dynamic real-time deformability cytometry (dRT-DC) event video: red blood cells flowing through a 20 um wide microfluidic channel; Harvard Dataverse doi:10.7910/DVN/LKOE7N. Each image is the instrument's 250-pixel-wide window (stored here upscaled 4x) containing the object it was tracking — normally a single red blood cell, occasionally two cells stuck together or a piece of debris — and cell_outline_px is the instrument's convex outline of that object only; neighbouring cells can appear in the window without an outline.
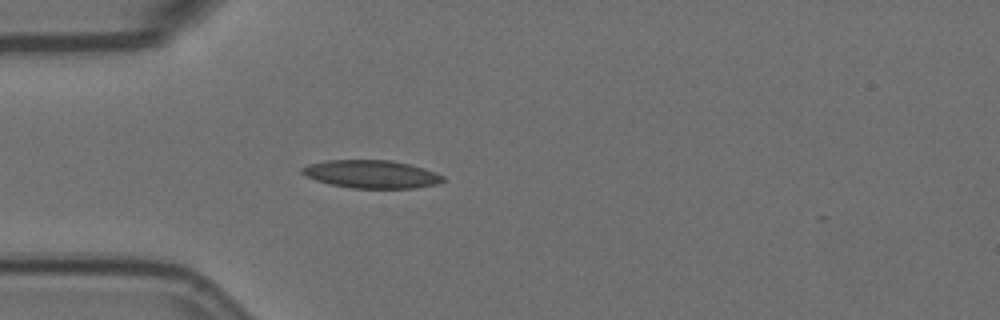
{"species": "Egyptian fruit bat (a non-hibernating species)", "species_latin": "Rousettus aegyptiacus", "temperature_condition": "room temperature", "stored_images_in_passage": 39, "camera_frame_rate_fps": 3000, "um_per_image_px": 0.085, "animal": {"sex": "female"}, "frame": {"image": 1, "passage_image": 2, "time_ms": 0.333, "image_size_px": [1000, 320], "cell_outline_px": [[444, 180], [436, 184], [412, 188], [352, 188], [328, 184], [304, 176], [300, 172], [300, 168], [308, 164], [324, 160], [392, 160], [424, 168], [444, 176]], "centroid_in_image_um": [31.5, 14.8], "position_along_channel_um": 53.5, "area_um2": 23.06}}
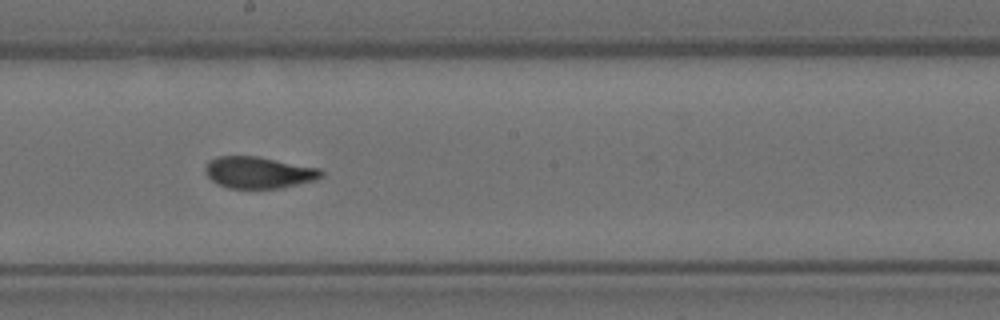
{"frame": {"image": 2, "passage_image": 17, "time_ms": 5.333, "image_size_px": [1000, 320], "cell_outline_px": [[324, 176], [316, 180], [280, 188], [228, 188], [216, 184], [204, 172], [204, 168], [208, 160], [216, 156], [256, 156], [320, 168], [324, 172]], "centroid_in_image_um": [21.97, 14.66], "position_along_channel_um": 226.2, "area_um2": 21.56}}
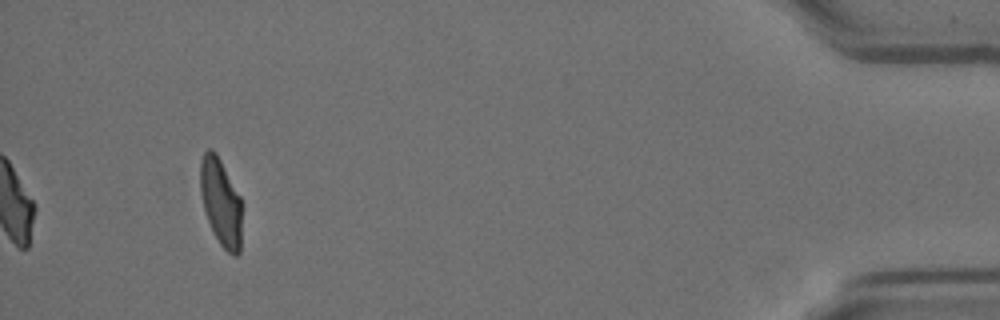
{"frame": {"image": 3, "passage_image": 39, "time_ms": 12.667, "image_size_px": [1000, 320], "cell_outline_px": [[240, 252], [236, 256], [232, 256], [220, 244], [208, 220], [204, 208], [200, 192], [200, 160], [204, 152], [208, 148], [212, 148], [216, 152], [240, 196]], "centroid_in_image_um": [18.75, 17.14], "position_along_channel_um": 416.5, "area_um2": 20.87}, "authors_computed_cell_mechanics": {"area_um2": 21.9062, "velocity_mm_per_s": 3.5841, "shape_relaxation_time_tau1_ms": 7.8824, "shape_relaxation_time_tau2_ms": 1.0394, "deformation_change_tau1": 0.2121, "deformation_change_tau2": 0.0629}}